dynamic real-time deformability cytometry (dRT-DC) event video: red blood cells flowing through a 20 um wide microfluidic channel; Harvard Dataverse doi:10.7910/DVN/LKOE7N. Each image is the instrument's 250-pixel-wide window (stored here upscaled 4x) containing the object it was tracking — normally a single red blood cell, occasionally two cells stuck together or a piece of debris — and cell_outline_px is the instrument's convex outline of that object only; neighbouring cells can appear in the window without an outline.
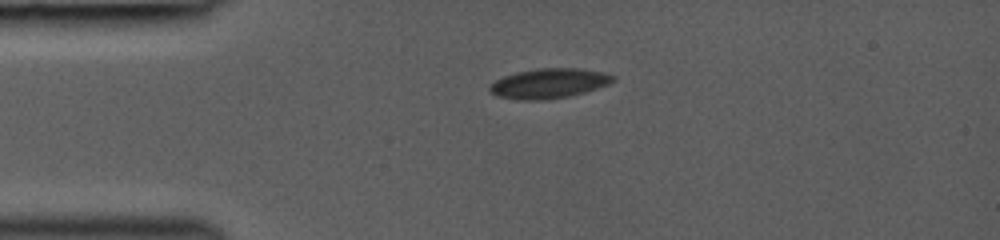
{"species": "common noctule bat (a hibernating species)", "species_latin": "Nyctalus noctula", "temperature_condition": "room temperature", "stored_images_in_passage": 6, "camera_frame_rate_fps": 3000, "um_per_image_px": 0.085, "animal": {"sex": "female", "body_mass_g": 19.0, "forearm_length_mm": 53.3}, "frame": {"image": 1, "passage_image": 1, "time_ms": 0.0, "image_size_px": [1000, 240], "cell_outline_px": [[616, 80], [608, 84], [584, 92], [568, 96], [544, 100], [516, 100], [496, 96], [488, 92], [488, 84], [504, 76], [516, 72], [540, 68], [576, 68], [604, 72], [616, 76]], "centroid_in_image_um": [46.61, 7.09], "position_along_channel_um": 38.4, "area_um2": 21.62}}
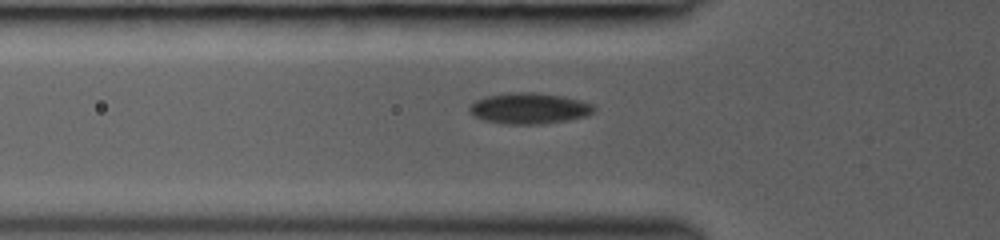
{"frame": {"image": 2, "passage_image": 4, "time_ms": 1.667, "image_size_px": [1000, 240], "cell_outline_px": [[596, 112], [588, 116], [568, 120], [540, 124], [500, 124], [484, 120], [472, 116], [468, 108], [476, 100], [484, 96], [504, 92], [532, 92], [564, 96], [580, 100], [592, 104], [596, 108]], "centroid_in_image_um": [44.98, 9.21], "position_along_channel_um": 80.8, "area_um2": 22.89}}
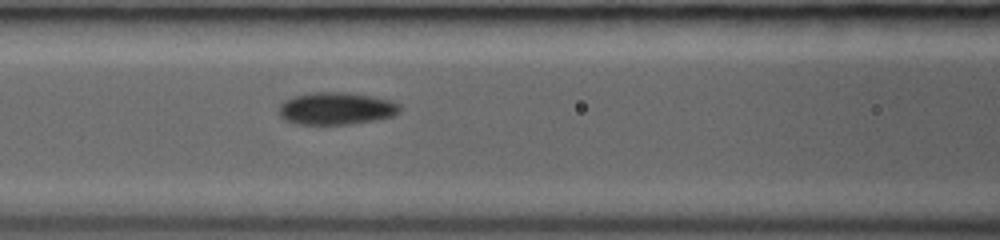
{"frame": {"image": 3, "passage_image": 6, "time_ms": 3.0, "image_size_px": [1000, 240], "cell_outline_px": [[400, 112], [392, 116], [376, 120], [348, 124], [296, 124], [284, 120], [280, 116], [280, 104], [284, 100], [292, 96], [308, 92], [348, 92], [388, 100], [400, 104]], "centroid_in_image_um": [28.54, 9.22], "position_along_channel_um": 138.1, "area_um2": 22.83}}